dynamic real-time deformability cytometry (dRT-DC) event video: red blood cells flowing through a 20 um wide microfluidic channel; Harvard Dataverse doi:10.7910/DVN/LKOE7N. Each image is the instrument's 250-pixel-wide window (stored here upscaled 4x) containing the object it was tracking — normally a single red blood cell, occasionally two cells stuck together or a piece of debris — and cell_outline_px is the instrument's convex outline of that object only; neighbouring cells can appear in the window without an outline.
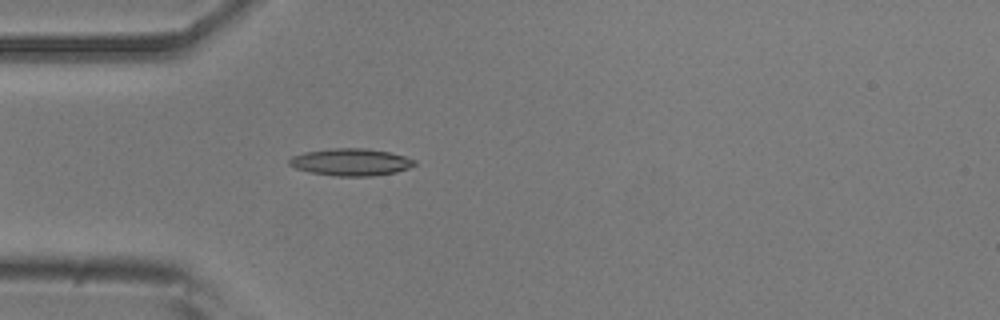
{"species": "common noctule bat (a hibernating species)", "species_latin": "Nyctalus noctula", "temperature_condition": "room temperature", "stored_images_in_passage": 38, "camera_frame_rate_fps": 3000, "um_per_image_px": 0.085, "animal": {"sex": "male", "body_mass_g": 20.5, "forearm_length_mm": 52.5}, "frame": {"image": 1, "passage_image": 1, "time_ms": 0.0, "image_size_px": [1000, 320], "cell_outline_px": [[416, 164], [408, 168], [396, 172], [372, 176], [336, 176], [308, 172], [296, 168], [288, 164], [288, 160], [292, 156], [304, 152], [332, 148], [364, 148], [388, 152], [404, 156], [416, 160]], "centroid_in_image_um": [29.8, 13.78], "position_along_channel_um": 55.2, "area_um2": 19.83}}
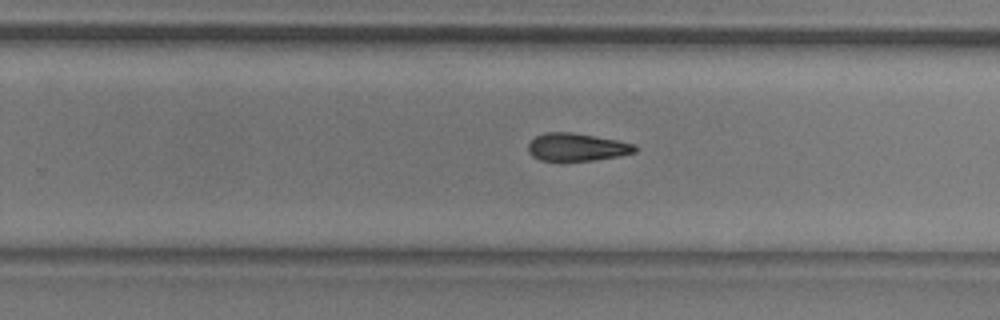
{"frame": {"image": 2, "passage_image": 19, "time_ms": 6.0, "image_size_px": [1000, 320], "cell_outline_px": [[636, 152], [620, 156], [592, 160], [540, 160], [532, 156], [528, 152], [528, 144], [536, 136], [544, 132], [572, 132], [620, 140], [636, 144]], "centroid_in_image_um": [49.05, 12.49], "position_along_channel_um": 280.7, "area_um2": 17.34}}
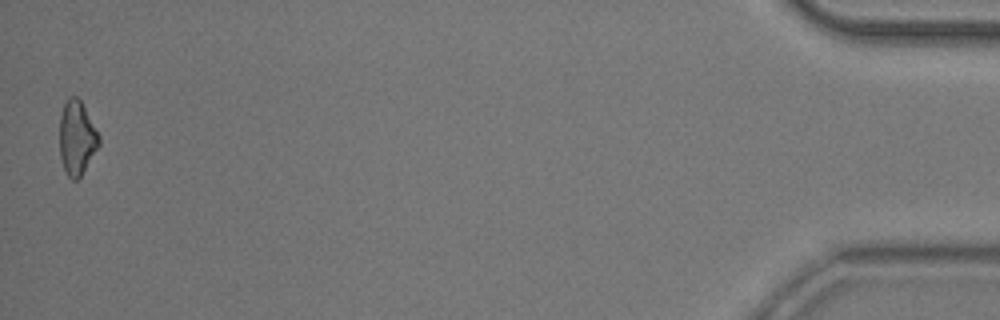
{"frame": {"image": 3, "passage_image": 38, "time_ms": 12.333, "image_size_px": [1000, 320], "cell_outline_px": [[100, 144], [80, 176], [76, 180], [72, 180], [68, 176], [64, 168], [60, 156], [60, 116], [64, 104], [68, 96], [76, 96], [80, 100], [100, 136]], "centroid_in_image_um": [6.52, 11.7], "position_along_channel_um": 428.7, "area_um2": 16.76}, "authors_computed_cell_mechanics": {"area_um2": 17.8602, "velocity_mm_per_s": 3.8316, "shape_relaxation_time_tau1_ms": 7.5529, "shape_relaxation_time_tau2_ms": 9.9984, "deformation_change_tau1": 0.1707, "deformation_change_tau2": 0.2144}}